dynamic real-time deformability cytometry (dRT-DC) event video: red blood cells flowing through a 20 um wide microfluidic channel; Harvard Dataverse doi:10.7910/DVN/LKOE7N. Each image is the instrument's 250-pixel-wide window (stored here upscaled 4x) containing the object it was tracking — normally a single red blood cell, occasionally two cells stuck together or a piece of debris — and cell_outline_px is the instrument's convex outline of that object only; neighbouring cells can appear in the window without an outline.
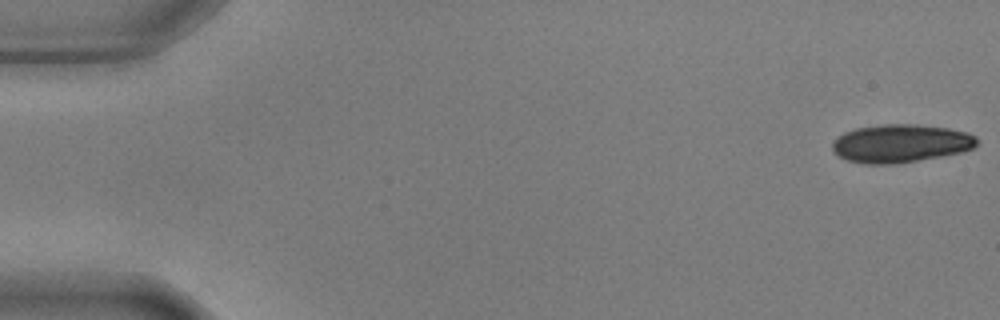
{"species": "common noctule bat (a hibernating species)", "species_latin": "Nyctalus noctula", "temperature_condition": "warm", "stored_images_in_passage": 55, "camera_frame_rate_fps": 3000, "um_per_image_px": 0.085, "animal": {"sex": "male", "body_mass_g": 17.9, "forearm_length_mm": 54.2}, "frame": {"image": 1, "passage_image": 1, "time_ms": 0.0, "image_size_px": [1000, 320], "cell_outline_px": [[976, 144], [972, 148], [960, 152], [940, 156], [896, 164], [864, 164], [848, 160], [832, 152], [832, 144], [844, 132], [856, 128], [884, 124], [916, 124], [948, 128], [968, 132], [976, 136]], "centroid_in_image_um": [76.54, 12.19], "position_along_channel_um": 8.5, "area_um2": 31.96}}
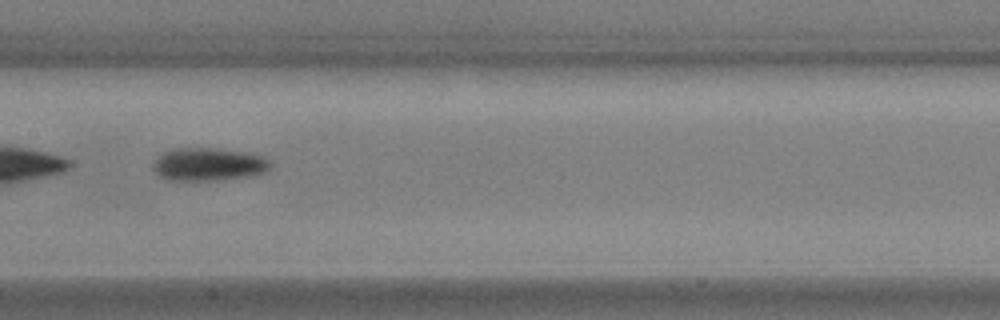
{"frame": {"image": 2, "passage_image": 28, "time_ms": 9.0, "image_size_px": [1000, 320], "cell_outline_px": [[272, 164], [264, 172], [252, 176], [216, 180], [168, 180], [160, 176], [152, 168], [152, 164], [164, 152], [176, 148], [212, 148], [248, 152], [264, 156]], "centroid_in_image_um": [17.74, 13.97], "position_along_channel_um": 189.7, "area_um2": 22.48}}
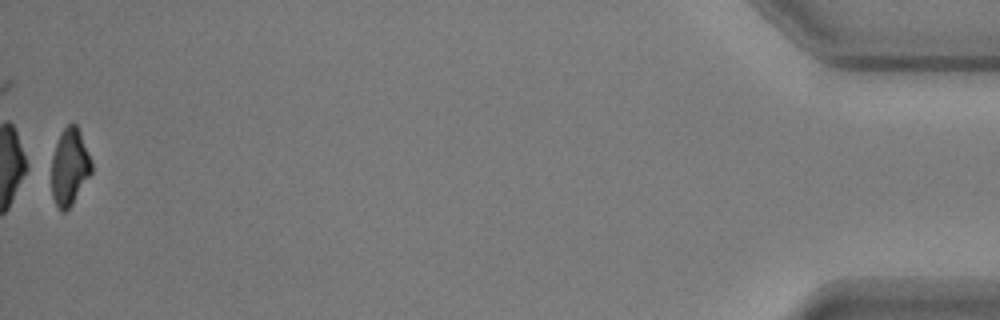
{"frame": {"image": 3, "passage_image": 55, "time_ms": 18.0, "image_size_px": [1000, 320], "cell_outline_px": [[92, 172], [72, 204], [64, 212], [60, 212], [52, 196], [52, 156], [56, 144], [64, 128], [68, 124], [76, 124], [80, 132], [92, 160]], "centroid_in_image_um": [5.93, 14.2], "position_along_channel_um": 429.3, "area_um2": 17.74}, "authors_computed_cell_mechanics": {"area_um2": 22.253, "velocity_mm_per_s": 3.671, "shape_relaxation_time_tau1_ms": 2.4032, "shape_relaxation_time_tau2_ms": null, "deformation_change_tau1": 0.1134, "deformation_change_tau2": null}}